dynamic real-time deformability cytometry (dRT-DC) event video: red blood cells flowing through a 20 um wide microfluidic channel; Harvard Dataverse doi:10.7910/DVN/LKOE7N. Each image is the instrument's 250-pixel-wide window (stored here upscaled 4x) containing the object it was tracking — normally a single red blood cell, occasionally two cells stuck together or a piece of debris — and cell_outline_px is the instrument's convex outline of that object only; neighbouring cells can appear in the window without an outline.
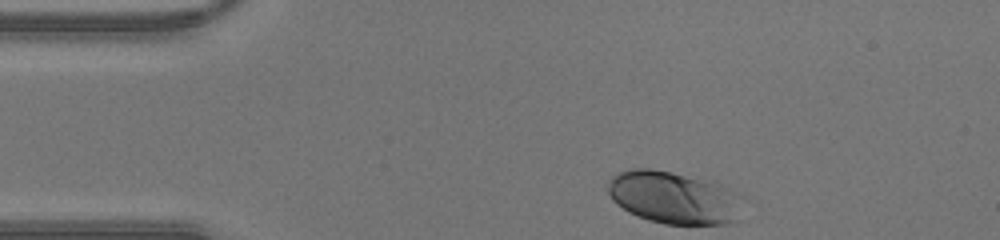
{"species": "human", "species_latin": "Homo sapiens", "temperature_condition": "warm", "stored_images_in_passage": 29, "camera_frame_rate_fps": 3000, "um_per_image_px": 0.085, "donor": {"sex": "male"}, "frame": {"image": 1, "passage_image": 1, "time_ms": 0.0, "image_size_px": [1000, 240], "cell_outline_px": [[752, 200], [736, 220], [724, 224], [664, 224], [648, 220], [628, 212], [616, 204], [612, 200], [608, 192], [608, 180], [612, 176], [620, 172], [632, 168], [652, 168], [716, 180]], "centroid_in_image_um": [57.42, 16.78], "position_along_channel_um": 27.6, "area_um2": 42.95}}
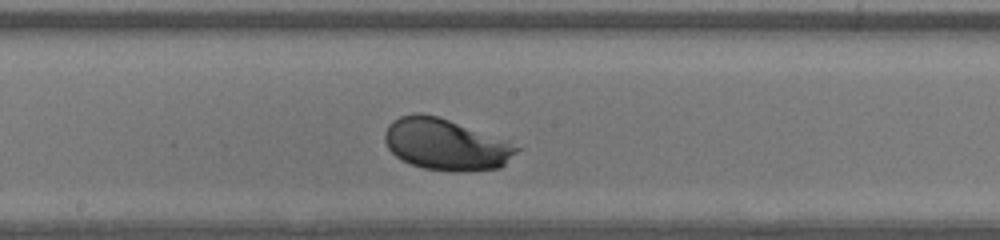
{"frame": {"image": 2, "passage_image": 17, "time_ms": 5.333, "image_size_px": [1000, 240], "cell_outline_px": [[520, 148], [500, 168], [456, 172], [452, 172], [424, 168], [412, 164], [396, 156], [388, 148], [384, 140], [384, 132], [388, 124], [392, 120], [400, 116], [416, 112], [420, 112], [440, 116]], "centroid_in_image_um": [37.79, 12.27], "position_along_channel_um": 210.4, "area_um2": 38.84}}
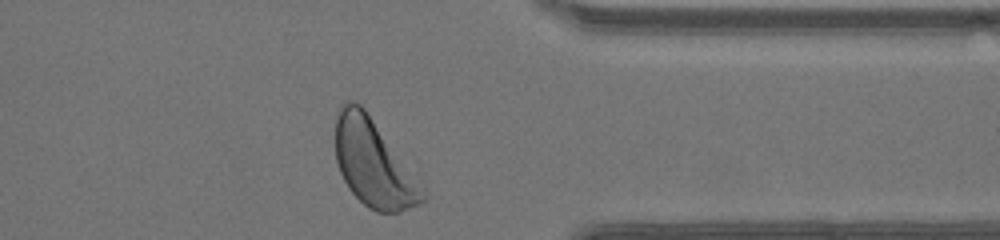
{"frame": {"image": 3, "passage_image": 29, "time_ms": 9.333, "image_size_px": [1000, 240], "cell_outline_px": [[424, 200], [420, 204], [400, 212], [376, 212], [368, 208], [348, 188], [340, 172], [336, 160], [336, 116], [340, 104], [344, 100], [356, 100], [364, 108], [424, 188]], "centroid_in_image_um": [31.71, 13.87], "position_along_channel_um": 379.7, "area_um2": 43.64}}